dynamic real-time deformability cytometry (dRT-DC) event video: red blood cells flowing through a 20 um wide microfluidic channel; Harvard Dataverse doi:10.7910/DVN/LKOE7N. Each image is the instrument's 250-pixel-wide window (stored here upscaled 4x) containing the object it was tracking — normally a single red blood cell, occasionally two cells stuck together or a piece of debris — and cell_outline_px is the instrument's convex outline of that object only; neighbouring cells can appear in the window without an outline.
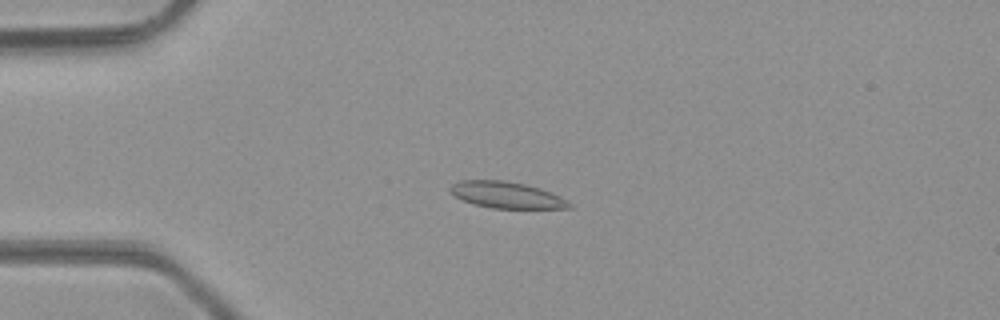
{"species": "common noctule bat (a hibernating species)", "species_latin": "Nyctalus noctula", "temperature_condition": "room temperature", "stored_images_in_passage": 39, "camera_frame_rate_fps": 3000, "um_per_image_px": 0.085, "animal": {"sex": "male", "body_mass_g": 23.1, "forearm_length_mm": 52.7}, "frame": {"image": 1, "passage_image": 3, "time_ms": 0.667, "image_size_px": [1000, 320], "cell_outline_px": [[572, 208], [492, 208], [472, 204], [448, 192], [448, 188], [452, 184], [460, 180], [504, 180], [524, 184], [540, 188], [572, 204]], "centroid_in_image_um": [42.97, 16.57], "position_along_channel_um": 42.0, "area_um2": 18.09}}
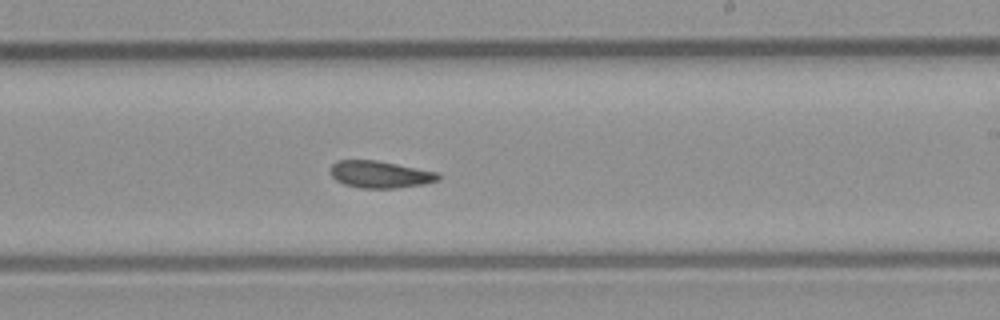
{"frame": {"image": 2, "passage_image": 20, "time_ms": 6.333, "image_size_px": [1000, 320], "cell_outline_px": [[440, 180], [424, 184], [396, 188], [360, 188], [344, 184], [336, 180], [332, 176], [332, 164], [336, 160], [376, 160], [440, 172]], "centroid_in_image_um": [32.35, 14.82], "position_along_channel_um": 256.6, "area_um2": 17.05}}
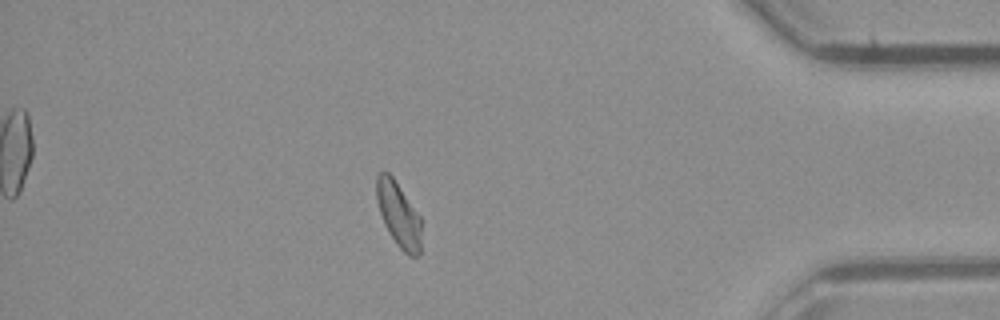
{"frame": {"image": 3, "passage_image": 33, "time_ms": 10.667, "image_size_px": [1000, 320], "cell_outline_px": [[420, 256], [408, 256], [396, 244], [384, 224], [380, 212], [376, 196], [376, 176], [380, 172], [388, 172], [392, 176], [420, 216]], "centroid_in_image_um": [33.87, 18.24], "position_along_channel_um": 401.3, "area_um2": 16.7}, "authors_computed_cell_mechanics": {"area_um2": 17.4556, "velocity_mm_per_s": 4.2736, "shape_relaxation_time_tau1_ms": 9.5438, "shape_relaxation_time_tau2_ms": 4.2898, "deformation_change_tau1": 0.1672, "deformation_change_tau2": 0.0867}}